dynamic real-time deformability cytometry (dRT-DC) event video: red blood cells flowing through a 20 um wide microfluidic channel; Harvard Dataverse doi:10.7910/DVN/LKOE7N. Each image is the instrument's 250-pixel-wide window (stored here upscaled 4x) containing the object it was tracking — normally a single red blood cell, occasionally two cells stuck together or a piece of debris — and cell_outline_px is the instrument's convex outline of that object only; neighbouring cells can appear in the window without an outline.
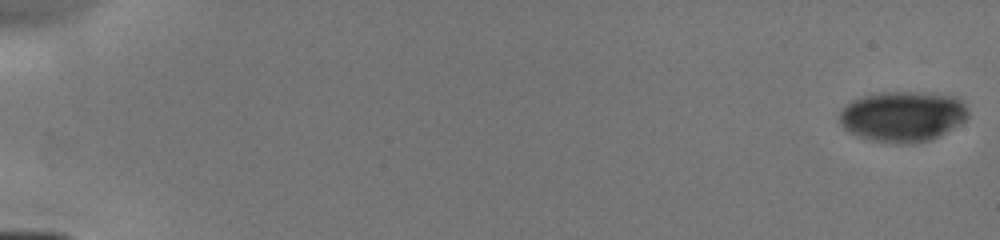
{"species": "human", "species_latin": "Homo sapiens", "temperature_condition": "cold", "stored_images_in_passage": 17, "camera_frame_rate_fps": 3000, "um_per_image_px": 0.085, "donor": {"sex": "male"}, "frame": {"image": 1, "passage_image": 1, "time_ms": 0.0, "image_size_px": [1000, 240], "cell_outline_px": [[968, 116], [964, 120], [944, 132], [928, 140], [912, 144], [896, 144], [872, 140], [848, 132], [840, 124], [840, 112], [852, 100], [864, 96], [880, 92], [912, 92], [960, 96], [968, 112]], "centroid_in_image_um": [76.72, 9.89], "position_along_channel_um": 8.3, "area_um2": 37.57}}
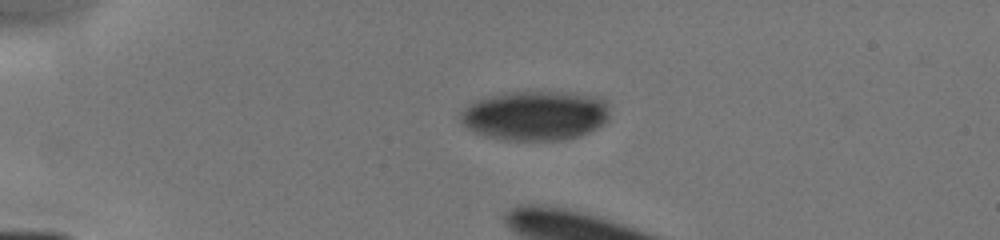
{"frame": {"image": 2, "passage_image": 12, "time_ms": 4.0, "image_size_px": [1000, 240], "cell_outline_px": [[608, 120], [604, 124], [588, 132], [564, 140], [504, 140], [488, 136], [476, 132], [468, 128], [460, 120], [460, 112], [464, 108], [476, 100], [508, 92], [536, 92], [600, 96], [604, 100], [608, 112]], "centroid_in_image_um": [45.48, 9.84], "position_along_channel_um": 39.5, "area_um2": 42.48}}